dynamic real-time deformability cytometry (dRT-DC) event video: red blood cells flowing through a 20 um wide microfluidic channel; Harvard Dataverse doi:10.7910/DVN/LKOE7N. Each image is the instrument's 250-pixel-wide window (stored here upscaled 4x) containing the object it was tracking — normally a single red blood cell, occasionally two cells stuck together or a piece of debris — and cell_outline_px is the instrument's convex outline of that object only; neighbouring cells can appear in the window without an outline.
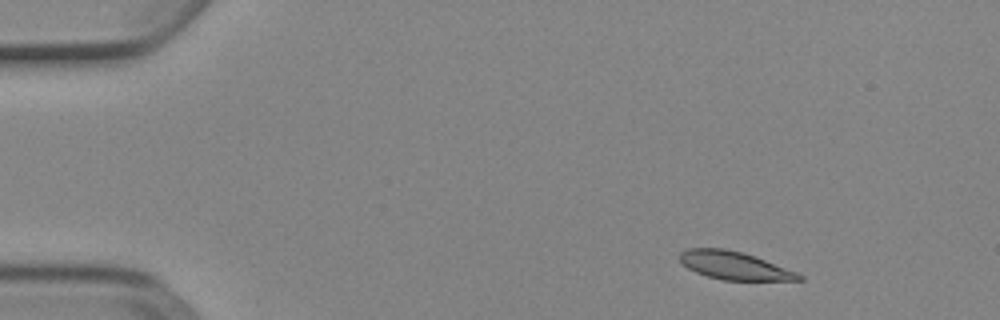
{"species": "Egyptian fruit bat (a non-hibernating species)", "species_latin": "Rousettus aegyptiacus", "temperature_condition": "cold", "stored_images_in_passage": 3, "camera_frame_rate_fps": 3000, "um_per_image_px": 0.085, "animal": {"sex": "female"}, "frame": {"image": 1, "passage_image": 1, "time_ms": 0.0, "image_size_px": [1000, 320], "cell_outline_px": [[804, 280], [724, 280], [708, 276], [696, 272], [688, 268], [680, 260], [680, 252], [688, 248], [724, 248], [744, 252], [796, 272], [804, 276]], "centroid_in_image_um": [62.42, 22.56], "position_along_channel_um": 22.6, "area_um2": 19.25}}